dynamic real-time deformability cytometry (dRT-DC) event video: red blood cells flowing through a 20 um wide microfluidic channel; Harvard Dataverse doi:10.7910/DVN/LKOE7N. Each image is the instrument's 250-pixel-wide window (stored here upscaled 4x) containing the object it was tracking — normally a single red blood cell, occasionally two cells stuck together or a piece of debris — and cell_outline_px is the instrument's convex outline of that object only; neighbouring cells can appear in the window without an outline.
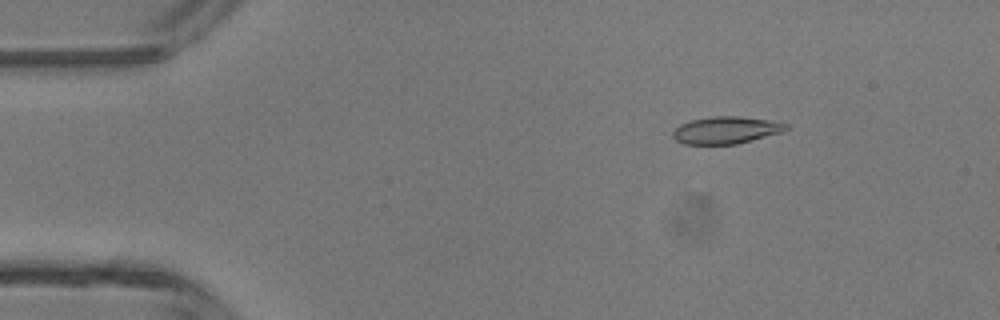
{"species": "common noctule bat (a hibernating species)", "species_latin": "Nyctalus noctula", "temperature_condition": "room temperature", "stored_images_in_passage": 41, "camera_frame_rate_fps": 3000, "um_per_image_px": 0.085, "animal": {"sex": "male", "body_mass_g": 13.3}, "frame": {"image": 1, "passage_image": 1, "time_ms": 0.0, "image_size_px": [1000, 320], "cell_outline_px": [[788, 128], [784, 132], [736, 144], [684, 144], [676, 140], [672, 136], [672, 132], [680, 124], [692, 120], [712, 116], [736, 116], [768, 120], [788, 124]], "centroid_in_image_um": [61.71, 11.06], "position_along_channel_um": 23.3, "area_um2": 17.86}}
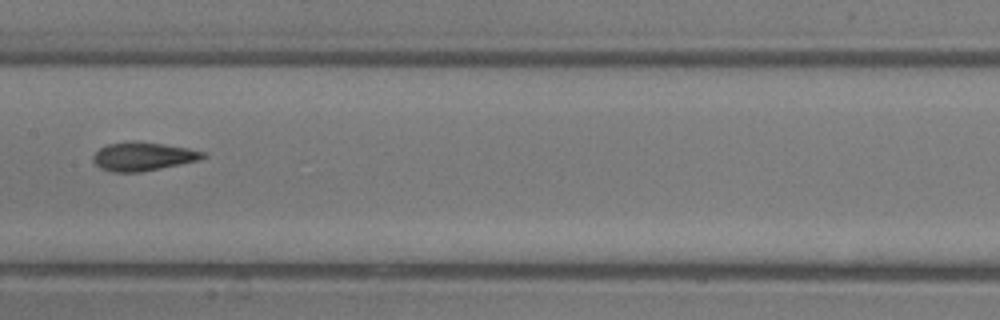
{"frame": {"image": 2, "passage_image": 18, "time_ms": 5.667, "image_size_px": [1000, 320], "cell_outline_px": [[208, 156], [200, 160], [140, 172], [112, 172], [100, 168], [92, 160], [92, 156], [100, 148], [108, 144], [132, 140], [136, 140], [188, 148], [204, 152]], "centroid_in_image_um": [12.14, 13.29], "position_along_channel_um": 195.3, "area_um2": 18.32}}
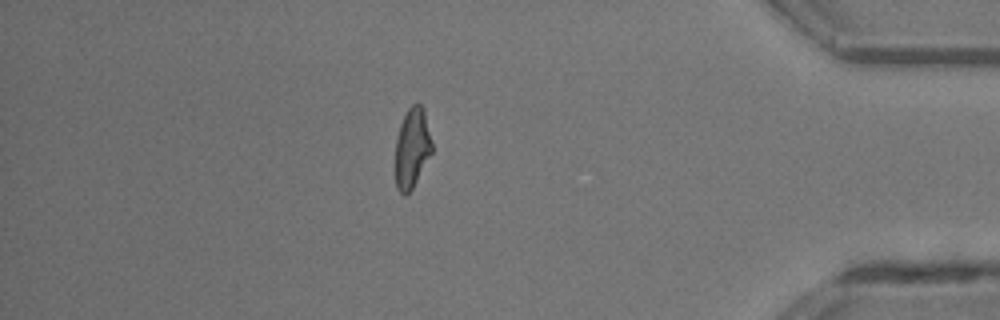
{"frame": {"image": 3, "passage_image": 35, "time_ms": 11.333, "image_size_px": [1000, 320], "cell_outline_px": [[432, 152], [412, 188], [404, 196], [396, 188], [396, 140], [400, 124], [408, 108], [416, 100], [424, 108], [432, 140]], "centroid_in_image_um": [35.04, 12.53], "position_along_channel_um": 400.2, "area_um2": 17.05}, "authors_computed_cell_mechanics": {"area_um2": 18.1492, "velocity_mm_per_s": 4.3523, "shape_relaxation_time_tau1_ms": 7.5111, "shape_relaxation_time_tau2_ms": 1.297, "deformation_change_tau1": 0.2092, "deformation_change_tau2": 0.087}}